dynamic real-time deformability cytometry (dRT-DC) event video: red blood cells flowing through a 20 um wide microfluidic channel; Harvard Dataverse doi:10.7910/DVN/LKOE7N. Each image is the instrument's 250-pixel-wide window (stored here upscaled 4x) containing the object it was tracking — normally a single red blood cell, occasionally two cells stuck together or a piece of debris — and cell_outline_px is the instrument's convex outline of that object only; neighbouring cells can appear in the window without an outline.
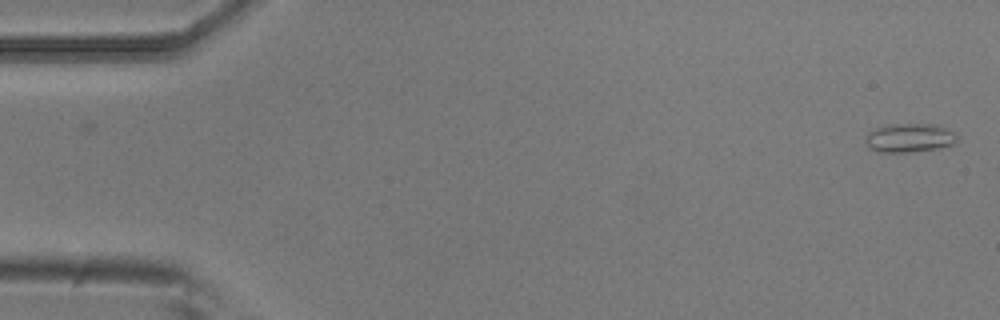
{"species": "common noctule bat (a hibernating species)", "species_latin": "Nyctalus noctula", "temperature_condition": "room temperature", "stored_images_in_passage": 2, "camera_frame_rate_fps": 3000, "um_per_image_px": 0.085, "animal": {"sex": "male", "body_mass_g": 20.5, "forearm_length_mm": 52.5}, "frame": {"image": 1, "passage_image": 2, "time_ms": 0.333, "image_size_px": [1000, 320], "cell_outline_px": [[956, 144], [936, 148], [908, 152], [880, 152], [872, 148], [868, 144], [864, 136], [868, 132], [876, 128], [888, 124], [932, 124], [944, 128], [952, 132], [956, 136]], "centroid_in_image_um": [77.28, 11.71], "position_along_channel_um": 7.7, "area_um2": 15.09}}